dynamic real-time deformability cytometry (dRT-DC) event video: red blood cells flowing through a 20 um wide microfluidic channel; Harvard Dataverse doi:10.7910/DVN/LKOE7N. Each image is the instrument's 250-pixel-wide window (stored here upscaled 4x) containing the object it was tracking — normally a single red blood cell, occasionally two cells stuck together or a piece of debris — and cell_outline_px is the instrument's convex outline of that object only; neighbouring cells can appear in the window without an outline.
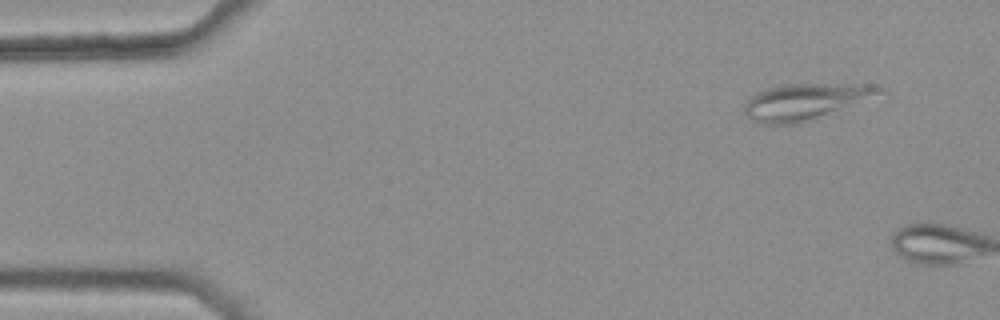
{"species": "common noctule bat (a hibernating species)", "species_latin": "Nyctalus noctula", "temperature_condition": "warm", "stored_images_in_passage": 2, "camera_frame_rate_fps": 3000, "um_per_image_px": 0.085, "animal": {"sex": "female", "body_mass_g": 25.1}, "frame": {"image": 1, "passage_image": 1, "time_ms": 0.0, "image_size_px": [1000, 320], "cell_outline_px": [[888, 92], [808, 120], [796, 124], [764, 124], [752, 120], [744, 112], [744, 104], [756, 92], [768, 88], [784, 84], [880, 84]], "centroid_in_image_um": [68.48, 8.61], "position_along_channel_um": 16.5, "area_um2": 28.21}}